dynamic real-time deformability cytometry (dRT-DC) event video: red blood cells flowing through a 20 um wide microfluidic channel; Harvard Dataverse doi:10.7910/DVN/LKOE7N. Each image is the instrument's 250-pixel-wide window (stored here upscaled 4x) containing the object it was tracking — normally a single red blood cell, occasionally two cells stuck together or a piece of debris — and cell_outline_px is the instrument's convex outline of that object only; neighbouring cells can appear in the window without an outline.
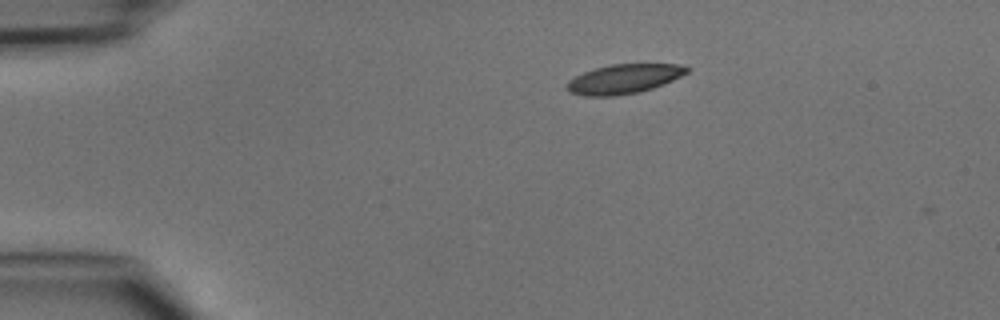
{"species": "common noctule bat (a hibernating species)", "species_latin": "Nyctalus noctula", "temperature_condition": "cold", "stored_images_in_passage": 2, "camera_frame_rate_fps": 3000, "um_per_image_px": 0.085, "animal": {"sex": "male", "body_mass_g": 15.6}, "frame": {"image": 1, "passage_image": 1, "time_ms": 0.0, "image_size_px": [1000, 320], "cell_outline_px": [[688, 72], [664, 84], [640, 92], [616, 96], [584, 96], [568, 92], [568, 80], [584, 72], [596, 68], [612, 64], [676, 64], [688, 68]], "centroid_in_image_um": [53.01, 6.72], "position_along_channel_um": 32.0, "area_um2": 20.35}}